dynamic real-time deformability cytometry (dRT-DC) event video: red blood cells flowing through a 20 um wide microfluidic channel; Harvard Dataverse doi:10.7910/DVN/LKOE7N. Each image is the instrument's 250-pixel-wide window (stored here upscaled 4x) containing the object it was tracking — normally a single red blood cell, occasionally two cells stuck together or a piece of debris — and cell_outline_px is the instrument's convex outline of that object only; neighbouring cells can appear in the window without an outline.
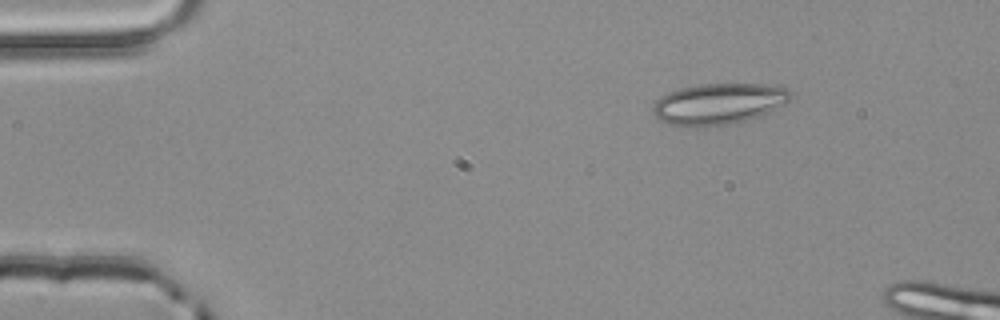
{"species": "common noctule bat (a hibernating species)", "species_latin": "Nyctalus noctula", "temperature_condition": "room temperature", "stored_images_in_passage": 3, "camera_frame_rate_fps": 3000, "um_per_image_px": 0.085, "animal": {"sex": "male", "body_mass_g": 20.4}, "frame": {"image": 1, "passage_image": 1, "time_ms": 0.0, "image_size_px": [1000, 320], "cell_outline_px": [[792, 96], [784, 104], [772, 112], [732, 124], [696, 128], [668, 124], [660, 120], [652, 112], [652, 108], [656, 100], [660, 96], [668, 92], [680, 88], [700, 84], [764, 84], [788, 88], [792, 92]], "centroid_in_image_um": [61.08, 8.84], "position_along_channel_um": 23.9, "area_um2": 33.41}}